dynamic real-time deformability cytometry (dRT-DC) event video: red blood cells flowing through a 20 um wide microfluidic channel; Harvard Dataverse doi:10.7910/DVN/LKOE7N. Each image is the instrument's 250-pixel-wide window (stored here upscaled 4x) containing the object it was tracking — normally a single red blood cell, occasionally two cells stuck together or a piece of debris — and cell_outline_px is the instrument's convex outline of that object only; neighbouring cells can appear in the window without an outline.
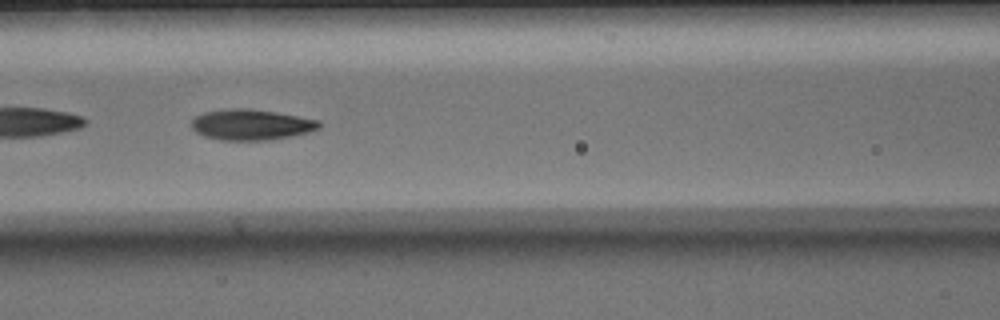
{"species": "Egyptian fruit bat (a non-hibernating species)", "species_latin": "Rousettus aegyptiacus", "temperature_condition": "warm", "stored_images_in_passage": 50, "segment_of_instrument_passage": [1, 2], "camera_frame_rate_fps": 3000, "um_per_image_px": 0.085, "animal": {"sex": "male"}, "frame": {"image": 1, "passage_image": 21, "time_ms": 6.667, "image_size_px": [1000, 320], "cell_outline_px": [[324, 124], [320, 128], [308, 132], [292, 136], [272, 140], [220, 140], [204, 136], [196, 132], [192, 128], [192, 120], [196, 116], [204, 112], [232, 108], [244, 108], [276, 112], [320, 120]], "centroid_in_image_um": [21.39, 10.6], "position_along_channel_um": 145.2, "area_um2": 22.95}}
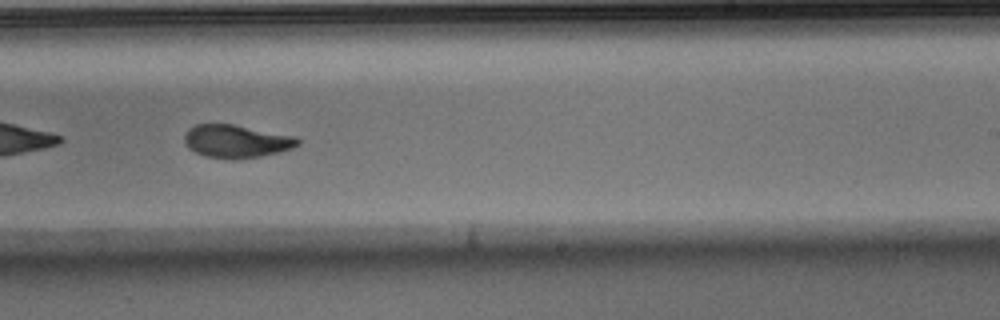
{"frame": {"image": 2, "passage_image": 30, "time_ms": 9.667, "image_size_px": [1000, 320], "cell_outline_px": [[300, 144], [292, 148], [280, 152], [260, 156], [236, 160], [232, 160], [208, 156], [196, 152], [188, 148], [184, 140], [184, 136], [188, 128], [196, 124], [232, 124], [296, 136], [300, 140]], "centroid_in_image_um": [20.1, 12.01], "position_along_channel_um": 268.9, "area_um2": 21.85}}
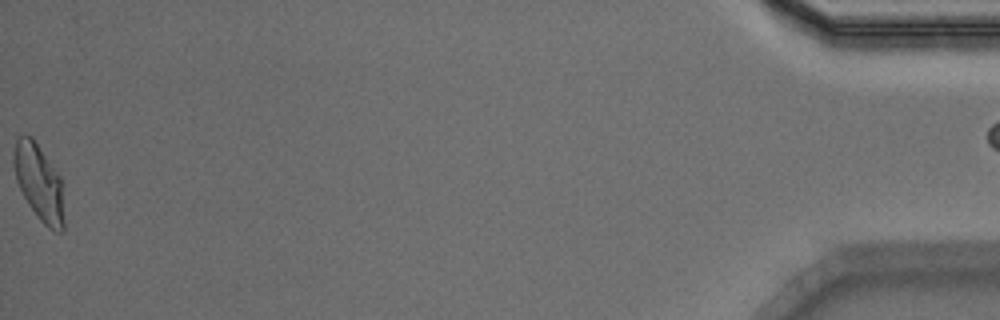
{"frame": {"image": 3, "passage_image": 49, "time_ms": 16.0, "image_size_px": [1000, 320], "cell_outline_px": [[64, 232], [56, 232], [48, 228], [36, 216], [28, 204], [16, 180], [12, 164], [12, 156], [16, 140], [24, 132], [32, 136], [60, 176], [64, 220]], "centroid_in_image_um": [3.29, 15.5], "position_along_channel_um": 431.9, "area_um2": 22.54}}